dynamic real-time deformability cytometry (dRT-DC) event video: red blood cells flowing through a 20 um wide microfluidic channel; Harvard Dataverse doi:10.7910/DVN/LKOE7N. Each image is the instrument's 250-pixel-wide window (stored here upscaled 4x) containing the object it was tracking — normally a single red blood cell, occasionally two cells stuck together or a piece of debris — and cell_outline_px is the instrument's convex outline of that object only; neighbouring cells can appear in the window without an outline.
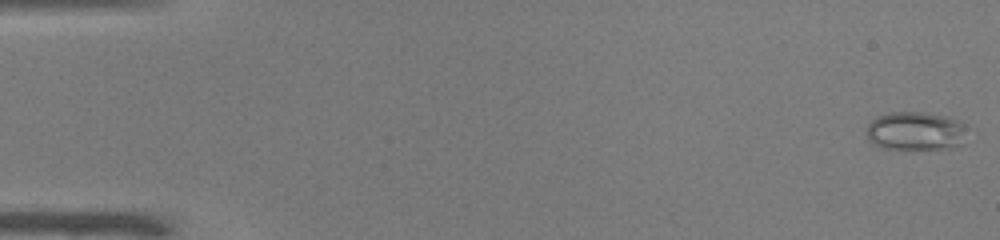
{"species": "common noctule bat (a hibernating species)", "species_latin": "Nyctalus noctula", "temperature_condition": "warm", "stored_images_in_passage": 51, "camera_frame_rate_fps": 3000, "um_per_image_px": 0.085, "animal": {"sex": "male", "body_mass_g": 19.0, "forearm_length_mm": 50.8}, "frame": {"image": 1, "passage_image": 1, "time_ms": 0.0, "image_size_px": [1000, 240], "cell_outline_px": [[964, 128], [960, 144], [948, 148], [884, 148], [872, 144], [868, 140], [868, 124], [876, 116], [888, 112], [924, 112], [944, 116], [956, 120], [964, 124]], "centroid_in_image_um": [77.74, 11.12], "position_along_channel_um": 7.3, "area_um2": 22.08}}
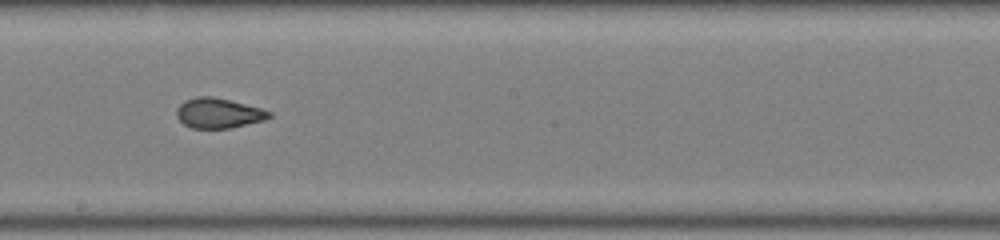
{"frame": {"image": 2, "passage_image": 29, "time_ms": 9.333, "image_size_px": [1000, 240], "cell_outline_px": [[272, 116], [264, 120], [232, 128], [192, 128], [184, 124], [176, 116], [176, 108], [184, 100], [196, 96], [212, 96], [260, 108], [272, 112]], "centroid_in_image_um": [18.55, 9.61], "position_along_channel_um": 229.7, "area_um2": 16.18}}
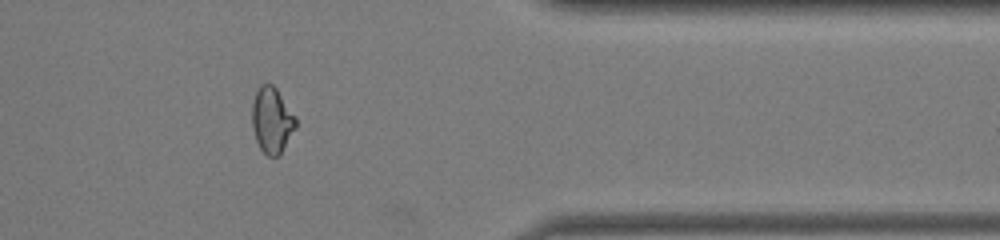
{"frame": {"image": 3, "passage_image": 42, "time_ms": 13.667, "image_size_px": [1000, 240], "cell_outline_px": [[296, 128], [280, 152], [276, 156], [268, 156], [260, 148], [256, 140], [252, 128], [252, 104], [256, 92], [260, 84], [272, 84], [276, 88], [296, 116]], "centroid_in_image_um": [23.1, 10.19], "position_along_channel_um": 388.3, "area_um2": 16.59}}